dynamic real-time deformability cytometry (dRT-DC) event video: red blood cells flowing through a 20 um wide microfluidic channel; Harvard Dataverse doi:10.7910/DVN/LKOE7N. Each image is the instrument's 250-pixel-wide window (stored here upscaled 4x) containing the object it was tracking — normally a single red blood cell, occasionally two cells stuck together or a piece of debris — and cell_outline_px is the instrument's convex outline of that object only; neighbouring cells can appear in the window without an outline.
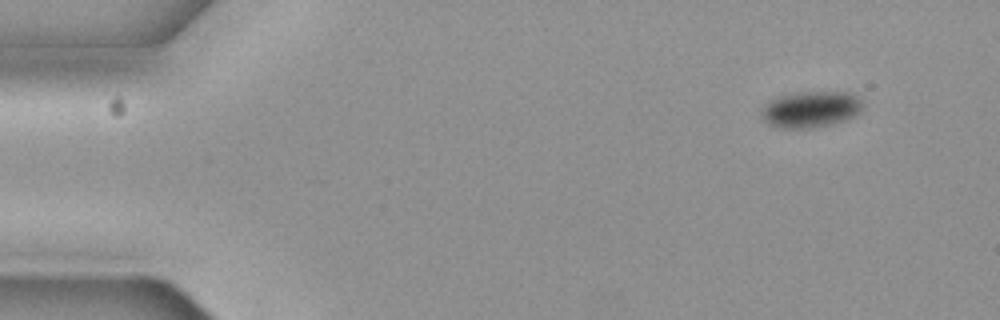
{"species": "common noctule bat (a hibernating species)", "species_latin": "Nyctalus noctula", "temperature_condition": "cold", "stored_images_in_passage": 5, "camera_frame_rate_fps": 3000, "um_per_image_px": 0.085, "animal": {"sex": "female", "body_mass_g": 19.3, "forearm_length_mm": 54.1}, "frame": {"image": 1, "passage_image": 1, "time_ms": 0.0, "image_size_px": [1000, 320], "cell_outline_px": [[860, 112], [844, 120], [828, 124], [808, 128], [784, 128], [772, 124], [764, 120], [760, 112], [760, 108], [768, 100], [776, 96], [792, 92], [848, 92], [856, 96], [860, 100]], "centroid_in_image_um": [68.83, 9.26], "position_along_channel_um": 16.2, "area_um2": 21.21}}
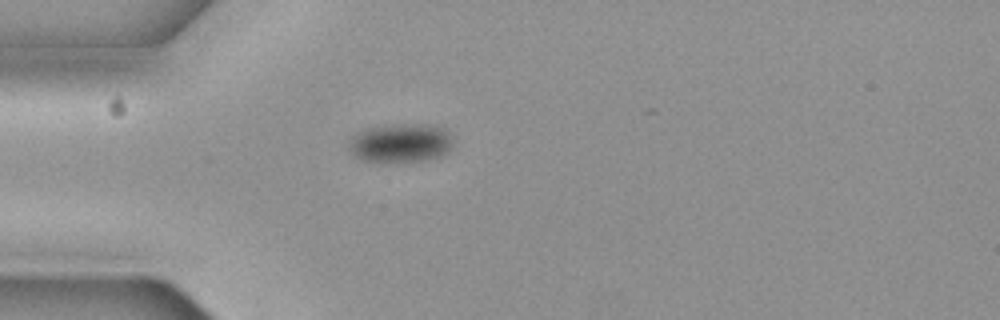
{"frame": {"image": 2, "passage_image": 4, "time_ms": 1.0, "image_size_px": [1000, 320], "cell_outline_px": [[448, 148], [440, 156], [424, 160], [364, 160], [356, 156], [348, 148], [348, 140], [356, 132], [364, 128], [396, 124], [424, 124], [444, 128], [448, 132]], "centroid_in_image_um": [33.95, 12.11], "position_along_channel_um": 51.0, "area_um2": 22.77}}